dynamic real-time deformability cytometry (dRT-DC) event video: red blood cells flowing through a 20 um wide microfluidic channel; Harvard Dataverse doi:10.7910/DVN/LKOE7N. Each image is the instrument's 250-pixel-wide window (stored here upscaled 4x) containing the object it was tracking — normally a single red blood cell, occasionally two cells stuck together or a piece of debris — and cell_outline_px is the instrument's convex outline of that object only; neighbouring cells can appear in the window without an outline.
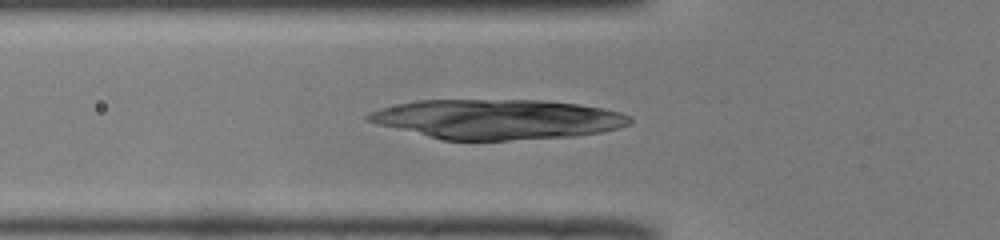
{"species": "common noctule bat (a hibernating species)", "species_latin": "Nyctalus noctula", "temperature_condition": "room temperature", "stored_images_in_passage": 46, "camera_frame_rate_fps": 3000, "um_per_image_px": 0.085, "animal": {"sex": "male", "body_mass_g": 19.0, "forearm_length_mm": 50.8}, "frame": {"image": 1, "passage_image": 18, "time_ms": 5.667, "image_size_px": [1000, 240], "cell_outline_px": [[600, 112], [560, 132], [496, 140], [452, 140], [436, 136], [432, 132], [444, 120], [468, 104], [568, 104], [592, 108]], "centroid_in_image_um": [43.4, 10.28], "position_along_channel_um": 82.4, "area_um2": 32.25}}
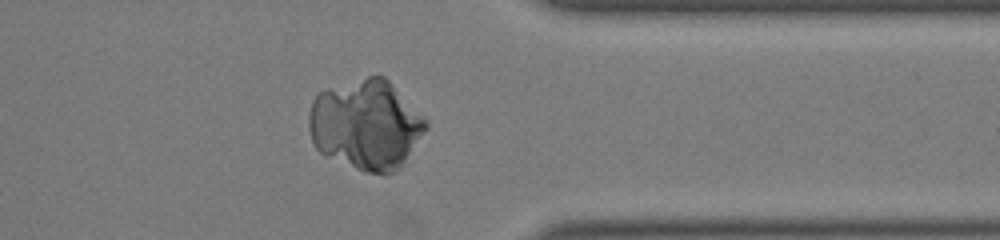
{"frame": {"image": 2, "passage_image": 41, "time_ms": 13.333, "image_size_px": [1000, 240], "cell_outline_px": [[424, 124], [400, 156], [376, 172], [368, 168], [364, 164], [360, 156], [356, 144], [356, 132], [384, 92], [388, 92]], "centroid_in_image_um": [32.81, 11.28], "position_along_channel_um": 378.6, "area_um2": 22.89}}